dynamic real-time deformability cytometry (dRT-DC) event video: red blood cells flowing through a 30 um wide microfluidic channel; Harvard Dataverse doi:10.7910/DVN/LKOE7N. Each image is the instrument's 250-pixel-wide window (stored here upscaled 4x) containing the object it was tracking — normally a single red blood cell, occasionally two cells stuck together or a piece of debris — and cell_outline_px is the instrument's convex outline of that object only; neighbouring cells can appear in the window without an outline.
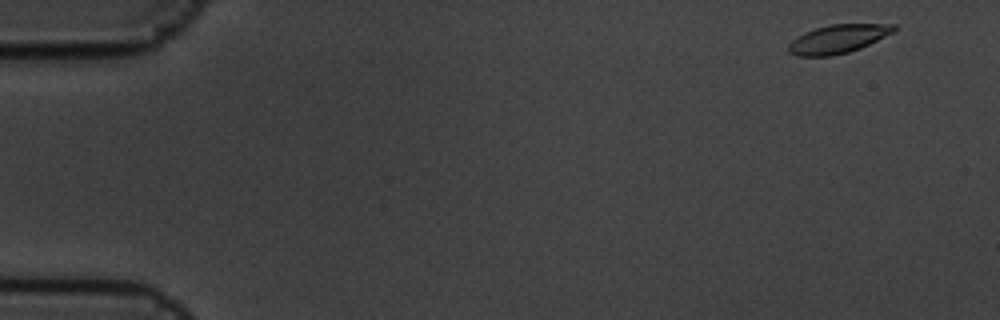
{"species": "common noctule bat (a hibernating species)", "species_latin": "Nyctalus noctula", "temperature_condition": "cold", "stored_images_in_passage": 6, "camera_frame_rate_fps": 3000, "um_per_image_px": 0.085, "animal": {"sex": "male", "body_mass_g": 19.5, "forearm_length_mm": 54.6}, "frame": {"image": 1, "passage_image": 1, "time_ms": 0.0, "image_size_px": [1000, 320], "cell_outline_px": [[900, 28], [896, 32], [860, 48], [848, 52], [832, 56], [796, 56], [788, 52], [788, 44], [796, 36], [804, 32], [828, 24], [896, 24]], "centroid_in_image_um": [71.26, 3.3], "position_along_channel_um": 13.7, "area_um2": 17.86}}
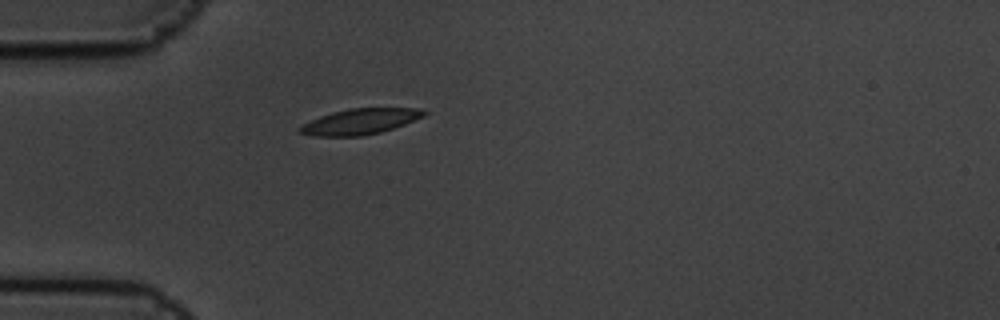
{"frame": {"image": 2, "passage_image": 5, "time_ms": 1.333, "image_size_px": [1000, 320], "cell_outline_px": [[428, 112], [424, 116], [404, 124], [380, 132], [364, 136], [312, 136], [296, 132], [296, 128], [320, 116], [332, 112], [352, 108], [420, 108]], "centroid_in_image_um": [30.58, 10.33], "position_along_channel_um": 54.4, "area_um2": 18.55}}